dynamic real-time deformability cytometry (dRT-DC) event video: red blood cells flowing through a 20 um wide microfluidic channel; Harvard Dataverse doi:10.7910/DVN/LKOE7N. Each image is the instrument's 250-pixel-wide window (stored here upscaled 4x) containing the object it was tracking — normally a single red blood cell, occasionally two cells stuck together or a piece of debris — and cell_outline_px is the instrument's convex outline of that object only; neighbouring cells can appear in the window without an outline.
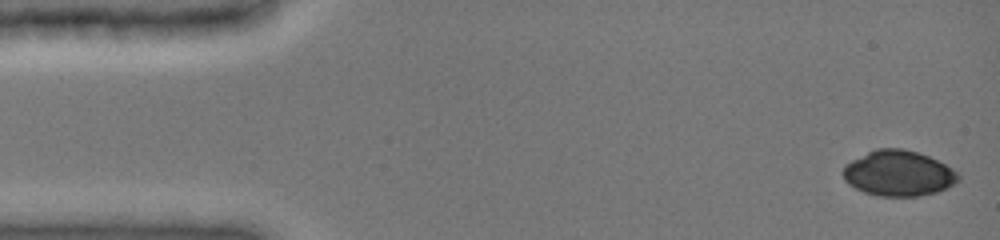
{"species": "common noctule bat (a hibernating species)", "species_latin": "Nyctalus noctula", "temperature_condition": "cold", "stored_images_in_passage": 30, "camera_frame_rate_fps": 3000, "um_per_image_px": 0.085, "animal": {"sex": "female", "body_mass_g": 19.0, "forearm_length_mm": 51.5}, "frame": {"image": 1, "passage_image": 1, "time_ms": 0.0, "image_size_px": [1000, 240], "cell_outline_px": [[960, 180], [936, 192], [920, 196], [880, 196], [864, 192], [848, 184], [844, 180], [844, 164], [876, 148], [904, 148], [928, 156], [952, 168], [960, 176]], "centroid_in_image_um": [76.35, 14.73], "position_along_channel_um": 8.6, "area_um2": 30.35}}
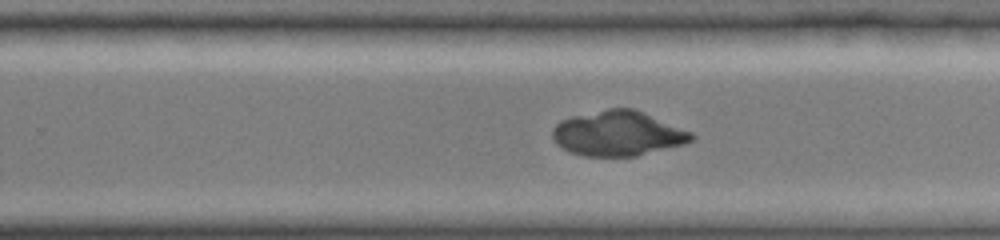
{"frame": {"image": 2, "passage_image": 22, "time_ms": 9.667, "image_size_px": [1000, 240], "cell_outline_px": [[696, 136], [692, 140], [684, 144], [636, 156], [584, 156], [568, 152], [556, 144], [552, 136], [552, 128], [560, 120], [572, 116], [608, 108], [632, 108], [644, 112], [692, 132]], "centroid_in_image_um": [52.5, 11.34], "position_along_channel_um": 277.3, "area_um2": 36.53}}
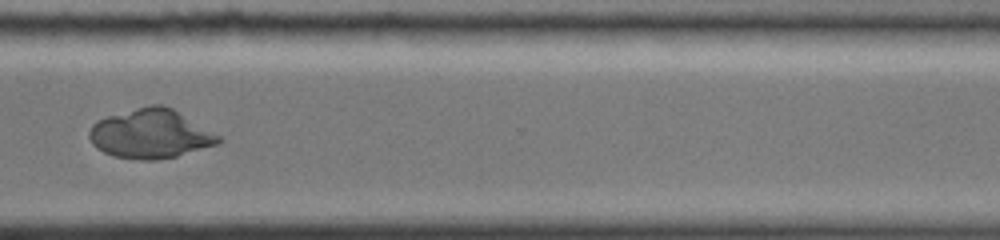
{"frame": {"image": 3, "passage_image": 26, "time_ms": 11.667, "image_size_px": [1000, 240], "cell_outline_px": [[224, 140], [220, 144], [176, 156], [156, 160], [136, 160], [112, 156], [96, 148], [92, 144], [88, 136], [88, 132], [92, 124], [96, 120], [108, 116], [136, 108], [152, 104], [164, 104], [172, 108], [220, 136]], "centroid_in_image_um": [12.78, 11.39], "position_along_channel_um": 357.8, "area_um2": 37.17}}